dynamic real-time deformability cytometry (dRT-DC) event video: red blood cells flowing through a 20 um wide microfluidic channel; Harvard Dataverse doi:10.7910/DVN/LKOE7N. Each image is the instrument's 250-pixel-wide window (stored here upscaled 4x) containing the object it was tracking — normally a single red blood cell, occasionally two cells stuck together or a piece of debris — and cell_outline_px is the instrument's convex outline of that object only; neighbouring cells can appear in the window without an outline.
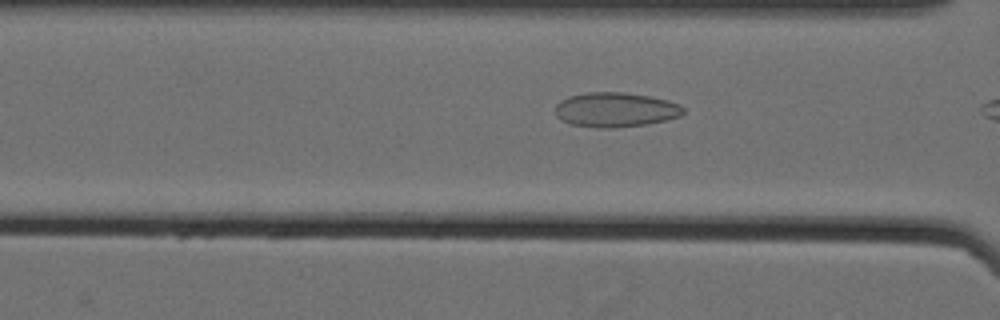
{"species": "Egyptian fruit bat (a non-hibernating species)", "species_latin": "Rousettus aegyptiacus", "temperature_condition": "cold", "stored_images_in_passage": 6, "camera_frame_rate_fps": 3000, "um_per_image_px": 0.085, "animal": {"sex": "female"}, "frame": {"image": 1, "passage_image": 5, "time_ms": 1.333, "image_size_px": [1000, 320], "cell_outline_px": [[684, 112], [680, 116], [648, 124], [612, 128], [596, 128], [568, 124], [560, 120], [556, 116], [556, 104], [560, 100], [568, 96], [584, 92], [620, 92], [652, 96], [668, 100], [680, 104], [684, 108]], "centroid_in_image_um": [52.29, 9.33], "position_along_channel_um": 114.3, "area_um2": 26.18}}